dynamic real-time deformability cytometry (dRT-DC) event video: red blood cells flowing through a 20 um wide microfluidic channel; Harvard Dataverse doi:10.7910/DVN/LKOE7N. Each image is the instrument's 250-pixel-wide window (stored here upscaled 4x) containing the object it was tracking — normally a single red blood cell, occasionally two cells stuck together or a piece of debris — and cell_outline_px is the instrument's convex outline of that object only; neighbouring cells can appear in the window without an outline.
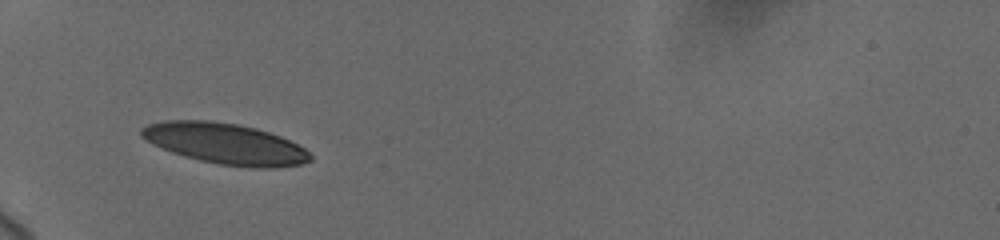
{"species": "human", "species_latin": "Homo sapiens", "temperature_condition": "cold", "stored_images_in_passage": 46, "camera_frame_rate_fps": 3000, "um_per_image_px": 0.085, "donor": {"sex": "female"}, "frame": {"image": 1, "passage_image": 1, "time_ms": 0.0, "image_size_px": [1000, 240], "cell_outline_px": [[312, 160], [300, 164], [276, 168], [252, 168], [220, 164], [200, 160], [184, 156], [172, 152], [152, 144], [144, 140], [140, 136], [140, 128], [148, 124], [164, 120], [212, 120], [236, 124], [256, 128], [280, 136], [304, 148], [312, 156]], "centroid_in_image_um": [19.11, 12.21], "position_along_channel_um": 65.9, "area_um2": 40.29}}
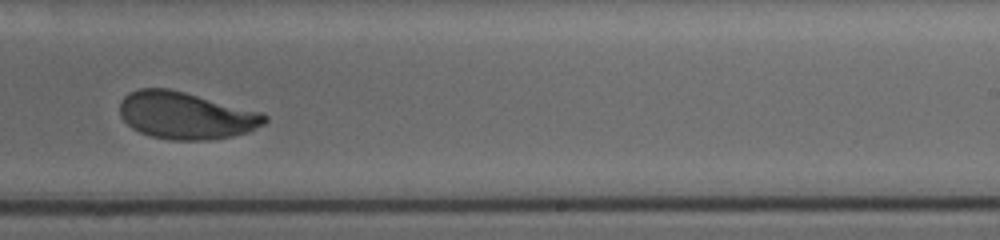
{"frame": {"image": 2, "passage_image": 26, "time_ms": 6.0, "image_size_px": [1000, 240], "cell_outline_px": [[268, 120], [264, 124], [248, 132], [232, 136], [208, 140], [172, 140], [152, 136], [140, 132], [132, 128], [120, 116], [120, 100], [128, 92], [140, 88], [168, 88], [184, 92], [260, 112], [268, 116]], "centroid_in_image_um": [15.77, 9.82], "position_along_channel_um": 273.2, "area_um2": 39.65}}
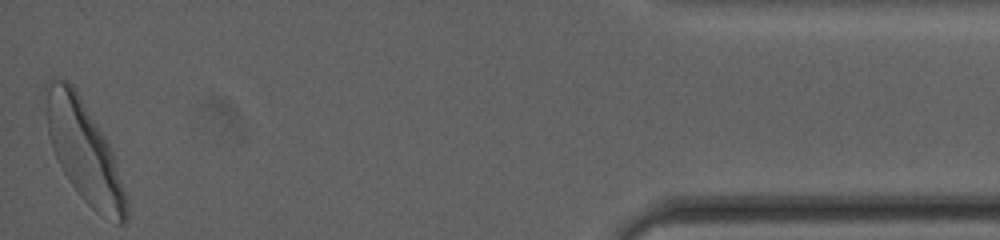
{"frame": {"image": 3, "passage_image": 46, "time_ms": 12.0, "image_size_px": [1000, 240], "cell_outline_px": [[128, 220], [124, 224], [116, 224], [100, 216], [80, 196], [64, 172], [52, 148], [48, 132], [40, 96], [40, 92], [44, 84], [52, 76], [68, 80], [76, 88], [104, 136], [112, 152], [124, 192], [128, 212]], "centroid_in_image_um": [7.06, 12.76], "position_along_channel_um": 428.1, "area_um2": 47.57}, "authors_computed_cell_mechanics": {"area_um2": 40.4022, "velocity_mm_per_s": 3.6469, "shape_relaxation_time_tau1_ms": 2.4059, "shape_relaxation_time_tau2_ms": null, "deformation_change_tau1": 0.1529, "deformation_change_tau2": null}}